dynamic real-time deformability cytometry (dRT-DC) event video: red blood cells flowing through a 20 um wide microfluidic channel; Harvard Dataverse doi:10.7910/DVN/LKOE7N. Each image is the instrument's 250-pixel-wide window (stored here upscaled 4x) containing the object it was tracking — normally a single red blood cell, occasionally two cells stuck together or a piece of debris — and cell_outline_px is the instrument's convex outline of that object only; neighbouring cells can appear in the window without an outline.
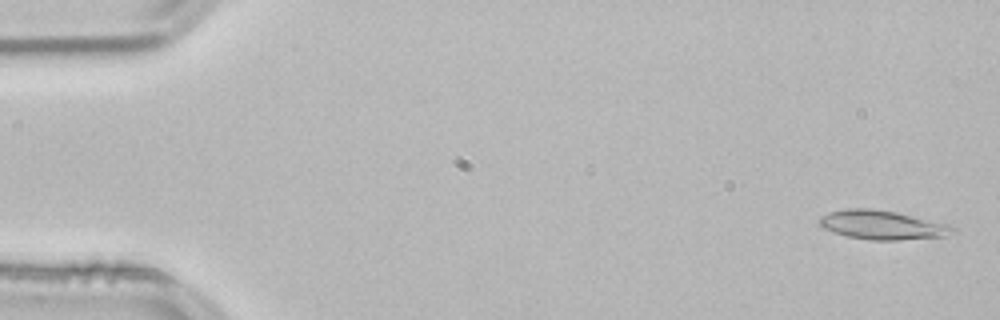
{"species": "common noctule bat (a hibernating species)", "species_latin": "Nyctalus noctula", "temperature_condition": "room temperature", "stored_images_in_passage": 53, "camera_frame_rate_fps": 3000, "um_per_image_px": 0.085, "animal": {"sex": "male", "body_mass_g": 21.5, "forearm_length_mm": 52.0}, "frame": {"image": 1, "passage_image": 2, "time_ms": 0.333, "image_size_px": [1000, 320], "cell_outline_px": [[956, 228], [944, 236], [896, 240], [872, 240], [848, 236], [824, 228], [820, 224], [820, 216], [828, 212], [848, 208], [868, 208], [896, 212], [952, 224]], "centroid_in_image_um": [75.01, 19.11], "position_along_channel_um": 10.0, "area_um2": 22.31}}
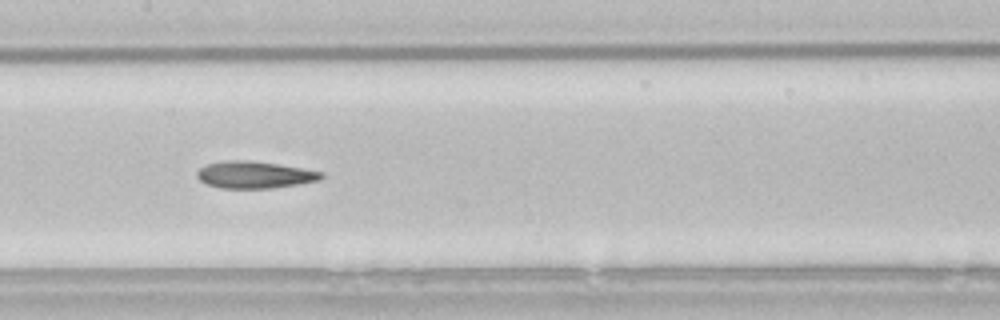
{"frame": {"image": 2, "passage_image": 26, "time_ms": 8.333, "image_size_px": [1000, 320], "cell_outline_px": [[324, 176], [316, 180], [296, 184], [272, 188], [220, 188], [208, 184], [200, 180], [196, 176], [196, 172], [200, 168], [208, 164], [224, 160], [248, 160], [276, 164], [324, 172]], "centroid_in_image_um": [21.59, 14.85], "position_along_channel_um": 185.8, "area_um2": 19.25}}
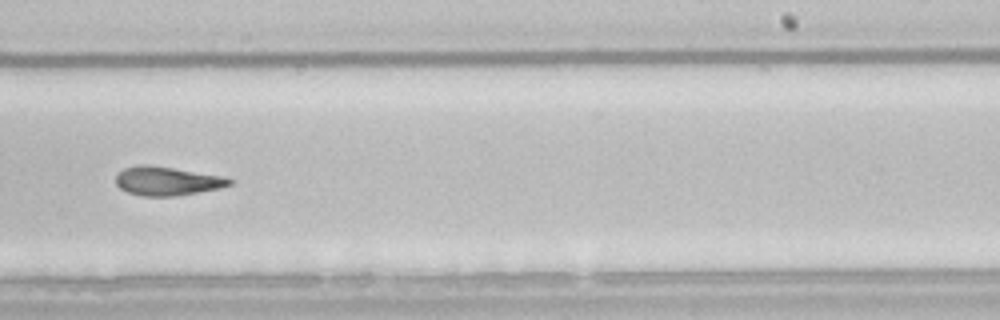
{"frame": {"image": 3, "passage_image": 33, "time_ms": 10.667, "image_size_px": [1000, 320], "cell_outline_px": [[232, 184], [220, 188], [176, 196], [140, 196], [128, 192], [120, 188], [116, 184], [116, 176], [124, 168], [140, 164], [148, 164], [224, 176], [232, 180]], "centroid_in_image_um": [14.19, 15.38], "position_along_channel_um": 274.8, "area_um2": 19.07}, "authors_computed_cell_mechanics": {"area_um2": 20.3456, "velocity_mm_per_s": 3.838, "shape_relaxation_time_tau1_ms": null, "shape_relaxation_time_tau2_ms": 4.7465, "deformation_change_tau1": null, "deformation_change_tau2": 0.1357}}